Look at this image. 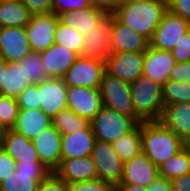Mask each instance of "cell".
Returning a JSON list of instances; mask_svg holds the SVG:
<instances>
[{"label": "cell", "instance_id": "1", "mask_svg": "<svg viewBox=\"0 0 190 191\" xmlns=\"http://www.w3.org/2000/svg\"><path fill=\"white\" fill-rule=\"evenodd\" d=\"M166 11L167 1L124 0L113 16L150 41Z\"/></svg>", "mask_w": 190, "mask_h": 191}, {"label": "cell", "instance_id": "2", "mask_svg": "<svg viewBox=\"0 0 190 191\" xmlns=\"http://www.w3.org/2000/svg\"><path fill=\"white\" fill-rule=\"evenodd\" d=\"M142 152L157 167L181 151L186 144L159 121L141 123Z\"/></svg>", "mask_w": 190, "mask_h": 191}, {"label": "cell", "instance_id": "3", "mask_svg": "<svg viewBox=\"0 0 190 191\" xmlns=\"http://www.w3.org/2000/svg\"><path fill=\"white\" fill-rule=\"evenodd\" d=\"M129 85L135 113L143 121H158L164 107L162 86L144 75Z\"/></svg>", "mask_w": 190, "mask_h": 191}, {"label": "cell", "instance_id": "4", "mask_svg": "<svg viewBox=\"0 0 190 191\" xmlns=\"http://www.w3.org/2000/svg\"><path fill=\"white\" fill-rule=\"evenodd\" d=\"M139 123L134 119L118 113L116 110L102 107L90 121L96 140L113 143L126 133L132 131Z\"/></svg>", "mask_w": 190, "mask_h": 191}, {"label": "cell", "instance_id": "5", "mask_svg": "<svg viewBox=\"0 0 190 191\" xmlns=\"http://www.w3.org/2000/svg\"><path fill=\"white\" fill-rule=\"evenodd\" d=\"M99 92L103 106L116 110L127 117L134 118L138 123L143 122L135 113L129 83L104 73Z\"/></svg>", "mask_w": 190, "mask_h": 191}, {"label": "cell", "instance_id": "6", "mask_svg": "<svg viewBox=\"0 0 190 191\" xmlns=\"http://www.w3.org/2000/svg\"><path fill=\"white\" fill-rule=\"evenodd\" d=\"M105 73L104 60L80 55L63 77L69 87H86L99 89Z\"/></svg>", "mask_w": 190, "mask_h": 191}, {"label": "cell", "instance_id": "7", "mask_svg": "<svg viewBox=\"0 0 190 191\" xmlns=\"http://www.w3.org/2000/svg\"><path fill=\"white\" fill-rule=\"evenodd\" d=\"M50 173L41 162L16 163V170L0 181V191H37Z\"/></svg>", "mask_w": 190, "mask_h": 191}, {"label": "cell", "instance_id": "8", "mask_svg": "<svg viewBox=\"0 0 190 191\" xmlns=\"http://www.w3.org/2000/svg\"><path fill=\"white\" fill-rule=\"evenodd\" d=\"M91 157L99 180L119 185L123 178L124 162L114 150L112 143L96 140Z\"/></svg>", "mask_w": 190, "mask_h": 191}, {"label": "cell", "instance_id": "9", "mask_svg": "<svg viewBox=\"0 0 190 191\" xmlns=\"http://www.w3.org/2000/svg\"><path fill=\"white\" fill-rule=\"evenodd\" d=\"M145 52L111 53L105 60V73L126 83L143 75Z\"/></svg>", "mask_w": 190, "mask_h": 191}, {"label": "cell", "instance_id": "10", "mask_svg": "<svg viewBox=\"0 0 190 191\" xmlns=\"http://www.w3.org/2000/svg\"><path fill=\"white\" fill-rule=\"evenodd\" d=\"M188 31L189 23L167 10L149 41V47L171 51Z\"/></svg>", "mask_w": 190, "mask_h": 191}, {"label": "cell", "instance_id": "11", "mask_svg": "<svg viewBox=\"0 0 190 191\" xmlns=\"http://www.w3.org/2000/svg\"><path fill=\"white\" fill-rule=\"evenodd\" d=\"M112 14H106L89 32L84 34L85 57L105 60L111 53Z\"/></svg>", "mask_w": 190, "mask_h": 191}, {"label": "cell", "instance_id": "12", "mask_svg": "<svg viewBox=\"0 0 190 191\" xmlns=\"http://www.w3.org/2000/svg\"><path fill=\"white\" fill-rule=\"evenodd\" d=\"M58 22L59 17L54 13L32 16L25 27L31 51L40 53L54 44Z\"/></svg>", "mask_w": 190, "mask_h": 191}, {"label": "cell", "instance_id": "13", "mask_svg": "<svg viewBox=\"0 0 190 191\" xmlns=\"http://www.w3.org/2000/svg\"><path fill=\"white\" fill-rule=\"evenodd\" d=\"M40 109L53 118L61 110L67 108V91L63 78H49L37 83Z\"/></svg>", "mask_w": 190, "mask_h": 191}, {"label": "cell", "instance_id": "14", "mask_svg": "<svg viewBox=\"0 0 190 191\" xmlns=\"http://www.w3.org/2000/svg\"><path fill=\"white\" fill-rule=\"evenodd\" d=\"M61 137V133L51 124L31 140L40 162L51 172L62 160Z\"/></svg>", "mask_w": 190, "mask_h": 191}, {"label": "cell", "instance_id": "15", "mask_svg": "<svg viewBox=\"0 0 190 191\" xmlns=\"http://www.w3.org/2000/svg\"><path fill=\"white\" fill-rule=\"evenodd\" d=\"M31 52L25 27L0 28V56L6 62H19Z\"/></svg>", "mask_w": 190, "mask_h": 191}, {"label": "cell", "instance_id": "16", "mask_svg": "<svg viewBox=\"0 0 190 191\" xmlns=\"http://www.w3.org/2000/svg\"><path fill=\"white\" fill-rule=\"evenodd\" d=\"M103 102L99 89L86 87H69L67 91V108L79 117L91 121L102 109Z\"/></svg>", "mask_w": 190, "mask_h": 191}, {"label": "cell", "instance_id": "17", "mask_svg": "<svg viewBox=\"0 0 190 191\" xmlns=\"http://www.w3.org/2000/svg\"><path fill=\"white\" fill-rule=\"evenodd\" d=\"M176 64L171 51L148 47L145 52L143 75L161 86L170 79Z\"/></svg>", "mask_w": 190, "mask_h": 191}, {"label": "cell", "instance_id": "18", "mask_svg": "<svg viewBox=\"0 0 190 191\" xmlns=\"http://www.w3.org/2000/svg\"><path fill=\"white\" fill-rule=\"evenodd\" d=\"M54 173L69 185L77 182L99 179L91 156L84 158L62 159Z\"/></svg>", "mask_w": 190, "mask_h": 191}, {"label": "cell", "instance_id": "19", "mask_svg": "<svg viewBox=\"0 0 190 191\" xmlns=\"http://www.w3.org/2000/svg\"><path fill=\"white\" fill-rule=\"evenodd\" d=\"M159 176L156 165L141 152L132 159L124 162L123 178L120 184H137L148 187Z\"/></svg>", "mask_w": 190, "mask_h": 191}, {"label": "cell", "instance_id": "20", "mask_svg": "<svg viewBox=\"0 0 190 191\" xmlns=\"http://www.w3.org/2000/svg\"><path fill=\"white\" fill-rule=\"evenodd\" d=\"M158 121L177 134L186 145H190V103L164 105Z\"/></svg>", "mask_w": 190, "mask_h": 191}, {"label": "cell", "instance_id": "21", "mask_svg": "<svg viewBox=\"0 0 190 191\" xmlns=\"http://www.w3.org/2000/svg\"><path fill=\"white\" fill-rule=\"evenodd\" d=\"M111 47L112 53L146 52L149 41L120 23L112 14Z\"/></svg>", "mask_w": 190, "mask_h": 191}, {"label": "cell", "instance_id": "22", "mask_svg": "<svg viewBox=\"0 0 190 191\" xmlns=\"http://www.w3.org/2000/svg\"><path fill=\"white\" fill-rule=\"evenodd\" d=\"M43 66L49 78H63L79 55L56 43L40 52Z\"/></svg>", "mask_w": 190, "mask_h": 191}, {"label": "cell", "instance_id": "23", "mask_svg": "<svg viewBox=\"0 0 190 191\" xmlns=\"http://www.w3.org/2000/svg\"><path fill=\"white\" fill-rule=\"evenodd\" d=\"M1 147L17 163L40 162L32 141L13 129L4 130Z\"/></svg>", "mask_w": 190, "mask_h": 191}, {"label": "cell", "instance_id": "24", "mask_svg": "<svg viewBox=\"0 0 190 191\" xmlns=\"http://www.w3.org/2000/svg\"><path fill=\"white\" fill-rule=\"evenodd\" d=\"M96 138L92 130H79L72 134H62V159L91 156Z\"/></svg>", "mask_w": 190, "mask_h": 191}, {"label": "cell", "instance_id": "25", "mask_svg": "<svg viewBox=\"0 0 190 191\" xmlns=\"http://www.w3.org/2000/svg\"><path fill=\"white\" fill-rule=\"evenodd\" d=\"M105 15L102 10L92 5L79 11L62 12L58 17L61 23L84 35L94 28Z\"/></svg>", "mask_w": 190, "mask_h": 191}, {"label": "cell", "instance_id": "26", "mask_svg": "<svg viewBox=\"0 0 190 191\" xmlns=\"http://www.w3.org/2000/svg\"><path fill=\"white\" fill-rule=\"evenodd\" d=\"M49 118L41 109H20L13 130L33 140L43 129L51 125Z\"/></svg>", "mask_w": 190, "mask_h": 191}, {"label": "cell", "instance_id": "27", "mask_svg": "<svg viewBox=\"0 0 190 191\" xmlns=\"http://www.w3.org/2000/svg\"><path fill=\"white\" fill-rule=\"evenodd\" d=\"M32 83L27 79L24 66L20 62L8 63L0 88V95L17 98Z\"/></svg>", "mask_w": 190, "mask_h": 191}, {"label": "cell", "instance_id": "28", "mask_svg": "<svg viewBox=\"0 0 190 191\" xmlns=\"http://www.w3.org/2000/svg\"><path fill=\"white\" fill-rule=\"evenodd\" d=\"M32 16L20 0L0 2V28L26 27Z\"/></svg>", "mask_w": 190, "mask_h": 191}, {"label": "cell", "instance_id": "29", "mask_svg": "<svg viewBox=\"0 0 190 191\" xmlns=\"http://www.w3.org/2000/svg\"><path fill=\"white\" fill-rule=\"evenodd\" d=\"M159 176L167 180L190 173V148L186 145L181 151L158 166Z\"/></svg>", "mask_w": 190, "mask_h": 191}, {"label": "cell", "instance_id": "30", "mask_svg": "<svg viewBox=\"0 0 190 191\" xmlns=\"http://www.w3.org/2000/svg\"><path fill=\"white\" fill-rule=\"evenodd\" d=\"M123 162H126L142 152L141 123L132 131L126 133L112 143Z\"/></svg>", "mask_w": 190, "mask_h": 191}, {"label": "cell", "instance_id": "31", "mask_svg": "<svg viewBox=\"0 0 190 191\" xmlns=\"http://www.w3.org/2000/svg\"><path fill=\"white\" fill-rule=\"evenodd\" d=\"M52 125L62 134H72L79 130H92L90 121L79 117L69 108L61 110L51 119Z\"/></svg>", "mask_w": 190, "mask_h": 191}, {"label": "cell", "instance_id": "32", "mask_svg": "<svg viewBox=\"0 0 190 191\" xmlns=\"http://www.w3.org/2000/svg\"><path fill=\"white\" fill-rule=\"evenodd\" d=\"M83 36V34H80L59 21L55 31L54 43L65 47L80 56L83 54Z\"/></svg>", "mask_w": 190, "mask_h": 191}, {"label": "cell", "instance_id": "33", "mask_svg": "<svg viewBox=\"0 0 190 191\" xmlns=\"http://www.w3.org/2000/svg\"><path fill=\"white\" fill-rule=\"evenodd\" d=\"M162 97L164 105L190 103V83L169 79L162 85Z\"/></svg>", "mask_w": 190, "mask_h": 191}, {"label": "cell", "instance_id": "34", "mask_svg": "<svg viewBox=\"0 0 190 191\" xmlns=\"http://www.w3.org/2000/svg\"><path fill=\"white\" fill-rule=\"evenodd\" d=\"M19 62L21 66H24L26 77L32 84H37L49 79L39 52L32 51Z\"/></svg>", "mask_w": 190, "mask_h": 191}, {"label": "cell", "instance_id": "35", "mask_svg": "<svg viewBox=\"0 0 190 191\" xmlns=\"http://www.w3.org/2000/svg\"><path fill=\"white\" fill-rule=\"evenodd\" d=\"M19 110L16 98L0 95V126L4 130L14 127Z\"/></svg>", "mask_w": 190, "mask_h": 191}, {"label": "cell", "instance_id": "36", "mask_svg": "<svg viewBox=\"0 0 190 191\" xmlns=\"http://www.w3.org/2000/svg\"><path fill=\"white\" fill-rule=\"evenodd\" d=\"M19 109H40L41 103H39V94L37 91V84L28 86L23 92L16 98Z\"/></svg>", "mask_w": 190, "mask_h": 191}, {"label": "cell", "instance_id": "37", "mask_svg": "<svg viewBox=\"0 0 190 191\" xmlns=\"http://www.w3.org/2000/svg\"><path fill=\"white\" fill-rule=\"evenodd\" d=\"M91 6L89 0H52V13L58 16L62 12L79 11Z\"/></svg>", "mask_w": 190, "mask_h": 191}, {"label": "cell", "instance_id": "38", "mask_svg": "<svg viewBox=\"0 0 190 191\" xmlns=\"http://www.w3.org/2000/svg\"><path fill=\"white\" fill-rule=\"evenodd\" d=\"M117 185L99 179L69 185V191H115Z\"/></svg>", "mask_w": 190, "mask_h": 191}, {"label": "cell", "instance_id": "39", "mask_svg": "<svg viewBox=\"0 0 190 191\" xmlns=\"http://www.w3.org/2000/svg\"><path fill=\"white\" fill-rule=\"evenodd\" d=\"M37 191H69V184L51 172L39 183Z\"/></svg>", "mask_w": 190, "mask_h": 191}, {"label": "cell", "instance_id": "40", "mask_svg": "<svg viewBox=\"0 0 190 191\" xmlns=\"http://www.w3.org/2000/svg\"><path fill=\"white\" fill-rule=\"evenodd\" d=\"M176 62L190 61V32L185 33L177 45L171 50Z\"/></svg>", "mask_w": 190, "mask_h": 191}, {"label": "cell", "instance_id": "41", "mask_svg": "<svg viewBox=\"0 0 190 191\" xmlns=\"http://www.w3.org/2000/svg\"><path fill=\"white\" fill-rule=\"evenodd\" d=\"M167 10L190 24V0H167Z\"/></svg>", "mask_w": 190, "mask_h": 191}, {"label": "cell", "instance_id": "42", "mask_svg": "<svg viewBox=\"0 0 190 191\" xmlns=\"http://www.w3.org/2000/svg\"><path fill=\"white\" fill-rule=\"evenodd\" d=\"M34 15L52 13V0H20Z\"/></svg>", "mask_w": 190, "mask_h": 191}, {"label": "cell", "instance_id": "43", "mask_svg": "<svg viewBox=\"0 0 190 191\" xmlns=\"http://www.w3.org/2000/svg\"><path fill=\"white\" fill-rule=\"evenodd\" d=\"M170 79L182 83H190V61L176 62L174 68L170 72Z\"/></svg>", "mask_w": 190, "mask_h": 191}, {"label": "cell", "instance_id": "44", "mask_svg": "<svg viewBox=\"0 0 190 191\" xmlns=\"http://www.w3.org/2000/svg\"><path fill=\"white\" fill-rule=\"evenodd\" d=\"M16 161L0 147V181L16 170Z\"/></svg>", "mask_w": 190, "mask_h": 191}, {"label": "cell", "instance_id": "45", "mask_svg": "<svg viewBox=\"0 0 190 191\" xmlns=\"http://www.w3.org/2000/svg\"><path fill=\"white\" fill-rule=\"evenodd\" d=\"M123 2L124 0H92L91 4L105 14H113Z\"/></svg>", "mask_w": 190, "mask_h": 191}, {"label": "cell", "instance_id": "46", "mask_svg": "<svg viewBox=\"0 0 190 191\" xmlns=\"http://www.w3.org/2000/svg\"><path fill=\"white\" fill-rule=\"evenodd\" d=\"M147 191H173L171 181L164 177L158 176L147 187Z\"/></svg>", "mask_w": 190, "mask_h": 191}, {"label": "cell", "instance_id": "47", "mask_svg": "<svg viewBox=\"0 0 190 191\" xmlns=\"http://www.w3.org/2000/svg\"><path fill=\"white\" fill-rule=\"evenodd\" d=\"M173 191H190V173L171 180Z\"/></svg>", "mask_w": 190, "mask_h": 191}, {"label": "cell", "instance_id": "48", "mask_svg": "<svg viewBox=\"0 0 190 191\" xmlns=\"http://www.w3.org/2000/svg\"><path fill=\"white\" fill-rule=\"evenodd\" d=\"M123 191H147V187L137 184H119L118 185Z\"/></svg>", "mask_w": 190, "mask_h": 191}, {"label": "cell", "instance_id": "49", "mask_svg": "<svg viewBox=\"0 0 190 191\" xmlns=\"http://www.w3.org/2000/svg\"><path fill=\"white\" fill-rule=\"evenodd\" d=\"M8 62H6L1 56H0V88L1 85L3 84V77L4 73L6 72V66Z\"/></svg>", "mask_w": 190, "mask_h": 191}, {"label": "cell", "instance_id": "50", "mask_svg": "<svg viewBox=\"0 0 190 191\" xmlns=\"http://www.w3.org/2000/svg\"><path fill=\"white\" fill-rule=\"evenodd\" d=\"M3 132H4V129L0 126V147H1V142L3 138Z\"/></svg>", "mask_w": 190, "mask_h": 191}, {"label": "cell", "instance_id": "51", "mask_svg": "<svg viewBox=\"0 0 190 191\" xmlns=\"http://www.w3.org/2000/svg\"><path fill=\"white\" fill-rule=\"evenodd\" d=\"M132 1H167V0H132Z\"/></svg>", "mask_w": 190, "mask_h": 191}, {"label": "cell", "instance_id": "52", "mask_svg": "<svg viewBox=\"0 0 190 191\" xmlns=\"http://www.w3.org/2000/svg\"><path fill=\"white\" fill-rule=\"evenodd\" d=\"M115 191H123L119 186L115 188Z\"/></svg>", "mask_w": 190, "mask_h": 191}]
</instances>
